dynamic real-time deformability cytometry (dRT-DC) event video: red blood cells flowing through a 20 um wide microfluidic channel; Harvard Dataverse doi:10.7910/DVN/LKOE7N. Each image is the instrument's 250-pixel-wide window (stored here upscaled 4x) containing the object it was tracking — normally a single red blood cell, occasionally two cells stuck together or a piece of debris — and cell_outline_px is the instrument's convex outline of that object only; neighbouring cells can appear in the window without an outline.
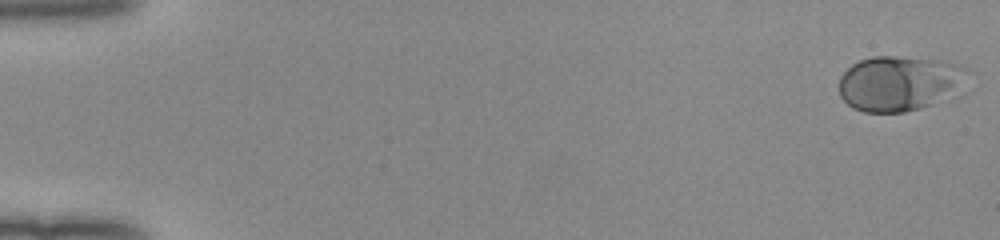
{"species": "human", "species_latin": "Homo sapiens", "temperature_condition": "room temperature", "stored_images_in_passage": 52, "camera_frame_rate_fps": 3000, "um_per_image_px": 0.085, "donor": {"sex": "female"}, "frame": {"image": 1, "passage_image": 1, "time_ms": 0.0, "image_size_px": [1000, 240], "cell_outline_px": [[968, 68], [932, 104], [920, 108], [904, 112], [864, 112], [852, 108], [840, 96], [840, 76], [852, 64], [860, 60], [872, 56], [896, 56], [944, 60], [960, 64]], "centroid_in_image_um": [76.23, 7.05], "position_along_channel_um": 8.8, "area_um2": 39.54}}
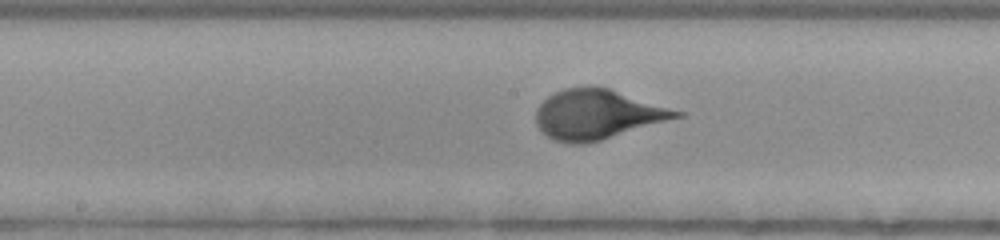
{"frame": {"image": 2, "passage_image": 28, "time_ms": 9.0, "image_size_px": [1000, 240], "cell_outline_px": [[684, 116], [600, 140], [584, 144], [568, 144], [556, 140], [548, 136], [536, 124], [536, 108], [548, 96], [564, 88], [592, 84], [608, 88], [684, 112]], "centroid_in_image_um": [50.76, 9.7], "position_along_channel_um": 197.4, "area_um2": 40.58}}
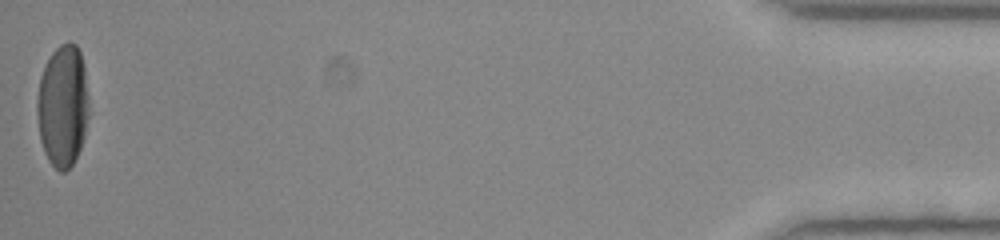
{"frame": {"image": 3, "passage_image": 52, "time_ms": 17.0, "image_size_px": [1000, 240], "cell_outline_px": [[88, 116], [84, 136], [80, 148], [72, 164], [64, 172], [60, 172], [48, 160], [44, 152], [40, 140], [36, 112], [36, 100], [40, 76], [52, 52], [60, 44], [68, 40], [76, 44], [80, 52], [84, 68], [88, 96]], "centroid_in_image_um": [5.32, 8.98], "position_along_channel_um": 429.9, "area_um2": 36.99}}